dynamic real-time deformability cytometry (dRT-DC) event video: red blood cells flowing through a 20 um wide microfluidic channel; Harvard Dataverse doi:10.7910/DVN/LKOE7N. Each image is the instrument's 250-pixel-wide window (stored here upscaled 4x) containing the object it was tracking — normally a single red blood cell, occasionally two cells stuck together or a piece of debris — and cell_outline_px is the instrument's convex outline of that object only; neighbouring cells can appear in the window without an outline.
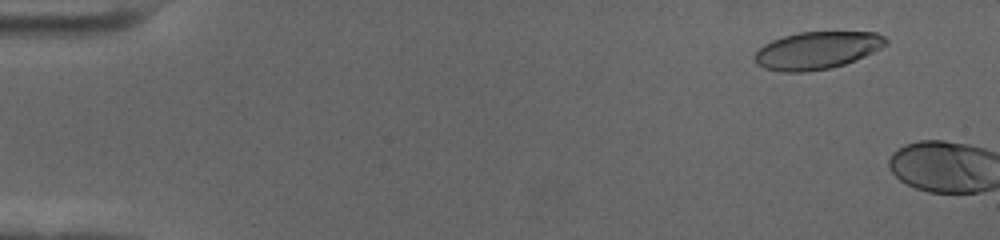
{"species": "human", "species_latin": "Homo sapiens", "temperature_condition": "cold", "stored_images_in_passage": 8, "camera_frame_rate_fps": 3000, "um_per_image_px": 0.085, "donor": {"sex": "female"}, "frame": {"image": 1, "passage_image": 5, "time_ms": 1.333, "image_size_px": [1000, 240], "cell_outline_px": [[888, 44], [856, 60], [832, 68], [804, 72], [784, 72], [764, 68], [756, 64], [752, 56], [764, 44], [772, 40], [784, 36], [800, 32], [876, 32], [884, 36], [888, 40]], "centroid_in_image_um": [69.43, 4.29], "position_along_channel_um": 15.6, "area_um2": 28.73}}